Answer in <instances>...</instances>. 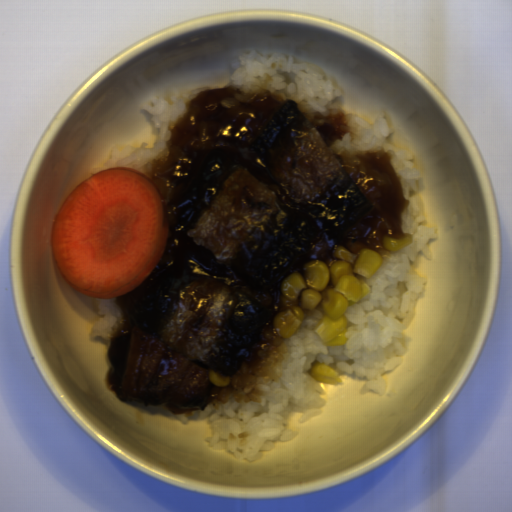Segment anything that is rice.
<instances>
[{"instance_id": "obj_2", "label": "rice", "mask_w": 512, "mask_h": 512, "mask_svg": "<svg viewBox=\"0 0 512 512\" xmlns=\"http://www.w3.org/2000/svg\"><path fill=\"white\" fill-rule=\"evenodd\" d=\"M232 73L227 85L250 91L266 88L306 110L328 112L327 102L342 96L343 90L312 62L296 60L287 54H263L249 47L231 53Z\"/></svg>"}, {"instance_id": "obj_3", "label": "rice", "mask_w": 512, "mask_h": 512, "mask_svg": "<svg viewBox=\"0 0 512 512\" xmlns=\"http://www.w3.org/2000/svg\"><path fill=\"white\" fill-rule=\"evenodd\" d=\"M200 90L202 89H176L168 85L161 94L150 95L140 106L152 115V122L157 127V138L153 147H147L145 142H140V147L128 144L122 150L115 146L111 148L103 165L92 169L90 176L108 167H131L147 177L146 170L154 159L166 156L170 123L181 116L188 101Z\"/></svg>"}, {"instance_id": "obj_4", "label": "rice", "mask_w": 512, "mask_h": 512, "mask_svg": "<svg viewBox=\"0 0 512 512\" xmlns=\"http://www.w3.org/2000/svg\"><path fill=\"white\" fill-rule=\"evenodd\" d=\"M95 306L103 316L99 318L93 328L90 330L89 337L91 341L97 336L112 341L122 319V309L117 305L113 298H93Z\"/></svg>"}, {"instance_id": "obj_1", "label": "rice", "mask_w": 512, "mask_h": 512, "mask_svg": "<svg viewBox=\"0 0 512 512\" xmlns=\"http://www.w3.org/2000/svg\"><path fill=\"white\" fill-rule=\"evenodd\" d=\"M345 118L350 131L330 148L345 157L362 151L389 154L409 203L402 211V229L412 234V243L386 257L364 280L371 292L343 313L344 334L349 338L344 346H325L313 332L324 313L321 307L307 314L290 338H282L271 324L260 361L229 374V385L207 408L192 415L174 414L182 425L204 420L211 432L203 437L209 447L232 452L235 459L247 463L273 450L276 441L297 437V430L288 429L292 412H302L298 423L322 414L327 401L321 395L327 392L309 373L313 364L325 363L336 372L365 379L362 387L383 397L388 386L382 373L401 364L406 344L412 340L404 331L427 285V278L417 276L413 263L419 253L432 261L430 244L437 237L420 200L418 181L424 174L415 161L416 153L390 142L394 129L386 114L373 124L357 114Z\"/></svg>"}]
</instances>
